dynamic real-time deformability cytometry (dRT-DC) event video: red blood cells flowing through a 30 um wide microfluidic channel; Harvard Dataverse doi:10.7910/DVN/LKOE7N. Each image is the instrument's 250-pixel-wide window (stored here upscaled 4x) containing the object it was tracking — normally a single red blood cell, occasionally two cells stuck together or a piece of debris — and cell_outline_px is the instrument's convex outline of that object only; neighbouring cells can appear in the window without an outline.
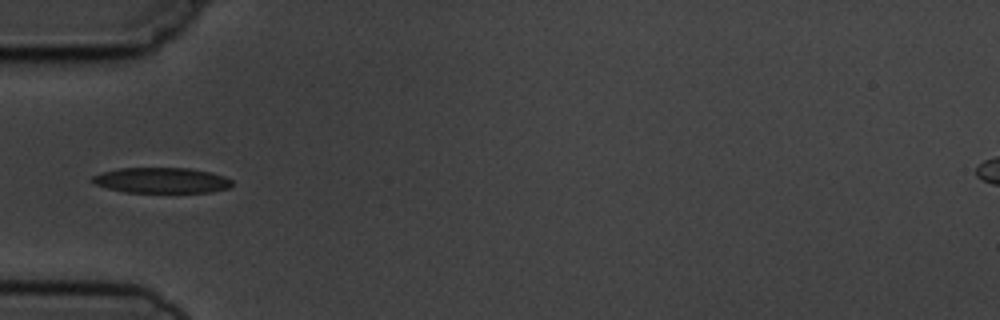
{"species": "common noctule bat (a hibernating species)", "species_latin": "Nyctalus noctula", "temperature_condition": "cold", "stored_images_in_passage": 7, "camera_frame_rate_fps": 3000, "um_per_image_px": 0.085, "animal": {"sex": "male", "body_mass_g": 19.5, "forearm_length_mm": 54.6}, "frame": {"image": 1, "passage_image": 4, "time_ms": 3.667, "image_size_px": [1000, 320], "cell_outline_px": [[232, 188], [208, 192], [124, 192], [92, 184], [92, 176], [104, 172], [120, 168], [192, 168], [212, 172], [224, 176], [232, 180]], "centroid_in_image_um": [13.77, 15.33], "position_along_channel_um": 71.2, "area_um2": 20.87}}
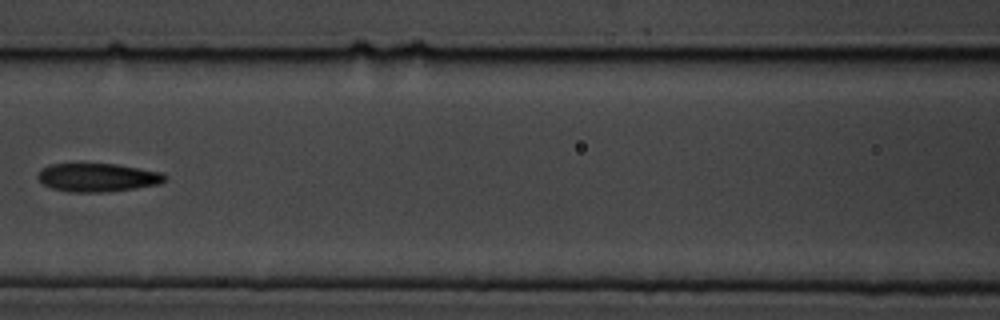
{"frame": {"image": 2, "passage_image": 6, "time_ms": 6.0, "image_size_px": [1000, 320], "cell_outline_px": [[168, 180], [160, 184], [136, 188], [108, 192], [68, 192], [52, 188], [44, 184], [36, 176], [44, 168], [52, 164], [116, 164], [164, 172], [168, 176]], "centroid_in_image_um": [8.39, 15.09], "position_along_channel_um": 158.2, "area_um2": 21.15}}
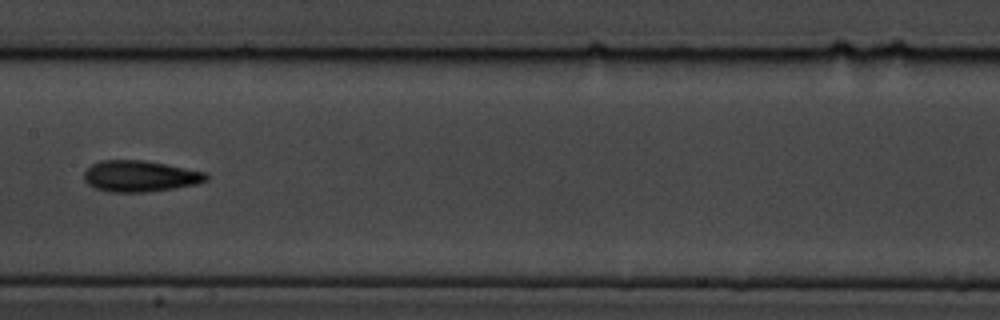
{"frame": {"image": 3, "passage_image": 7, "time_ms": 7.0, "image_size_px": [1000, 320], "cell_outline_px": [[208, 180], [196, 184], [148, 192], [108, 192], [96, 188], [88, 184], [84, 180], [84, 172], [92, 164], [100, 160], [144, 160], [204, 172], [208, 176]], "centroid_in_image_um": [11.86, 14.97], "position_along_channel_um": 195.5, "area_um2": 22.02}}